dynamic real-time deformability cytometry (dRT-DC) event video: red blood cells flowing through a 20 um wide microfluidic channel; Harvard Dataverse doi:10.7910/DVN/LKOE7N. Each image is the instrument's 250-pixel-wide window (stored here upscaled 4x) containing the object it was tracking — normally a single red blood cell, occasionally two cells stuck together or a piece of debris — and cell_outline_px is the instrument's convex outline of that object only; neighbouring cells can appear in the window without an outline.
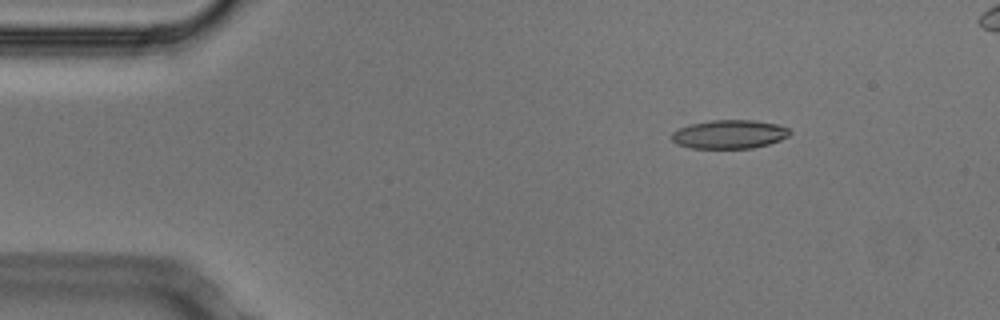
{"species": "Egyptian fruit bat (a non-hibernating species)", "species_latin": "Rousettus aegyptiacus", "temperature_condition": "cold", "stored_images_in_passage": 52, "camera_frame_rate_fps": 3000, "um_per_image_px": 0.085, "animal": {"sex": "male"}, "frame": {"image": 1, "passage_image": 7, "time_ms": 2.0, "image_size_px": [1000, 320], "cell_outline_px": [[792, 132], [788, 136], [780, 140], [768, 144], [752, 148], [692, 148], [676, 144], [672, 140], [672, 132], [688, 124], [712, 120], [756, 120], [780, 124], [788, 128]], "centroid_in_image_um": [62.01, 11.4], "position_along_channel_um": 23.0, "area_um2": 19.88}}
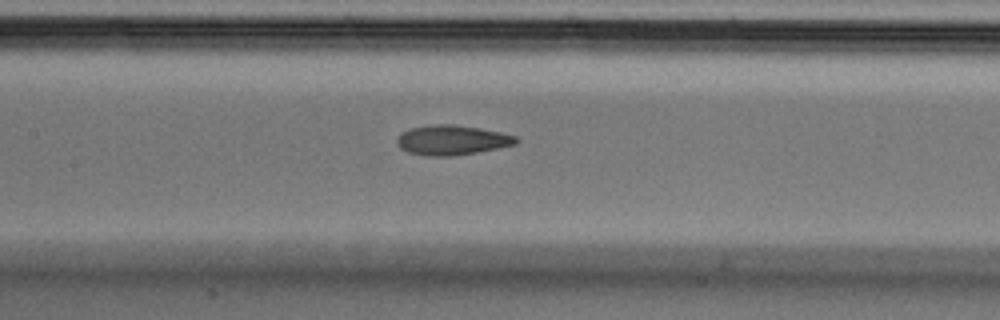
{"frame": {"image": 2, "passage_image": 24, "time_ms": 7.667, "image_size_px": [1000, 320], "cell_outline_px": [[520, 140], [516, 144], [476, 152], [452, 156], [428, 156], [408, 152], [400, 148], [396, 144], [396, 140], [400, 132], [412, 128], [436, 124], [452, 124], [480, 128], [500, 132], [516, 136]], "centroid_in_image_um": [38.4, 11.9], "position_along_channel_um": 169.0, "area_um2": 20.63}}
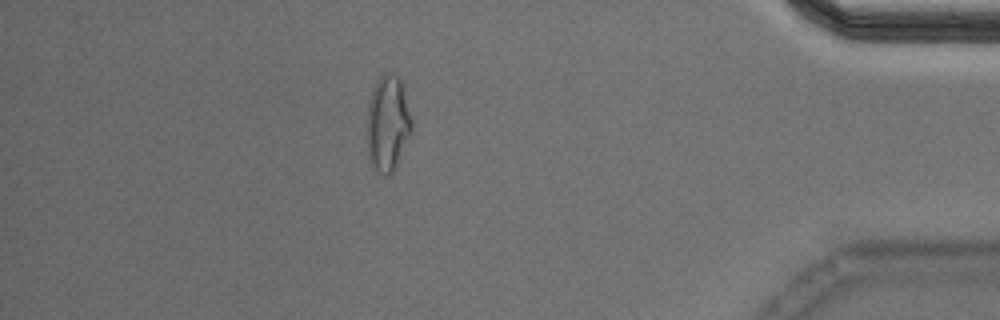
{"frame": {"image": 3, "passage_image": 46, "time_ms": 15.0, "image_size_px": [1000, 320], "cell_outline_px": [[412, 132], [396, 168], [388, 176], [384, 176], [368, 160], [368, 104], [372, 88], [376, 80], [380, 76], [388, 72], [396, 76], [400, 80], [412, 120]], "centroid_in_image_um": [32.96, 10.52], "position_along_channel_um": 402.2, "area_um2": 24.85}}